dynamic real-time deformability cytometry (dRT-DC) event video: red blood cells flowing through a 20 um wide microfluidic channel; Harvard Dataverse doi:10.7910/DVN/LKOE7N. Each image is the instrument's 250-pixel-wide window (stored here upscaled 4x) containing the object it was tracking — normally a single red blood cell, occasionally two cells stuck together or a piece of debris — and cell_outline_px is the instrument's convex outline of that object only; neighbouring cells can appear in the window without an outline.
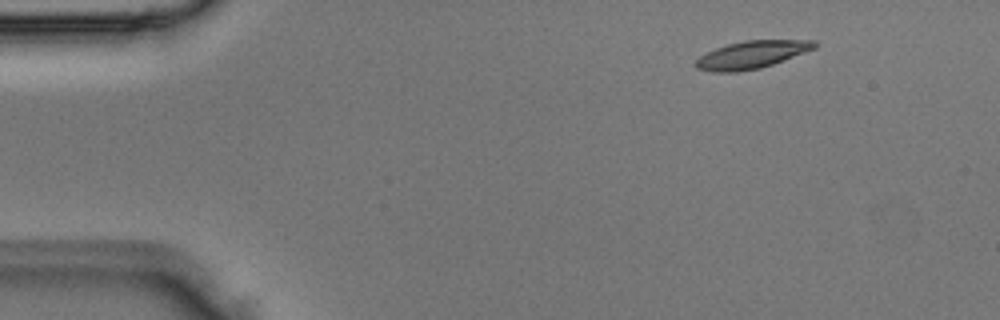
{"species": "Egyptian fruit bat (a non-hibernating species)", "species_latin": "Rousettus aegyptiacus", "temperature_condition": "room temperature", "stored_images_in_passage": 3, "camera_frame_rate_fps": 3000, "um_per_image_px": 0.085, "animal": {"sex": "male"}, "frame": {"image": 1, "passage_image": 1, "time_ms": 0.0, "image_size_px": [1000, 320], "cell_outline_px": [[816, 48], [772, 64], [760, 68], [736, 72], [712, 72], [696, 68], [696, 60], [700, 56], [716, 48], [728, 44], [744, 40], [816, 40]], "centroid_in_image_um": [63.89, 4.65], "position_along_channel_um": 21.1, "area_um2": 18.9}}